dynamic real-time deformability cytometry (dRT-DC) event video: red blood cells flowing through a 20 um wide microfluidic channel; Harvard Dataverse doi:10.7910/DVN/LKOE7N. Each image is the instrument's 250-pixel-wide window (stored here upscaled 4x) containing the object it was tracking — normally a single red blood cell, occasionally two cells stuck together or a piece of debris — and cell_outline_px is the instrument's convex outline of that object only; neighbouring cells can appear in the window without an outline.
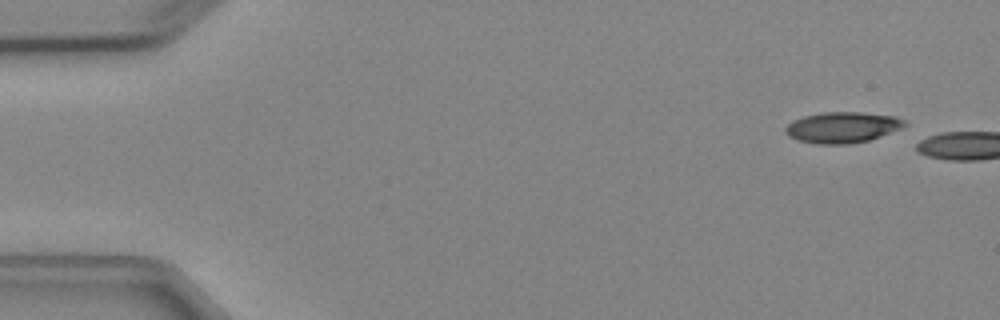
{"species": "Egyptian fruit bat (a non-hibernating species)", "species_latin": "Rousettus aegyptiacus", "temperature_condition": "cold", "stored_images_in_passage": 3, "camera_frame_rate_fps": 3000, "um_per_image_px": 0.085, "animal": {"sex": "female"}, "frame": {"image": 1, "passage_image": 1, "time_ms": 0.0, "image_size_px": [1000, 320], "cell_outline_px": [[908, 124], [904, 128], [868, 140], [848, 144], [816, 144], [796, 140], [788, 136], [784, 132], [784, 128], [792, 120], [804, 116], [820, 112], [860, 112], [896, 116], [904, 120]], "centroid_in_image_um": [71.59, 10.82], "position_along_channel_um": 13.4, "area_um2": 21.73}}